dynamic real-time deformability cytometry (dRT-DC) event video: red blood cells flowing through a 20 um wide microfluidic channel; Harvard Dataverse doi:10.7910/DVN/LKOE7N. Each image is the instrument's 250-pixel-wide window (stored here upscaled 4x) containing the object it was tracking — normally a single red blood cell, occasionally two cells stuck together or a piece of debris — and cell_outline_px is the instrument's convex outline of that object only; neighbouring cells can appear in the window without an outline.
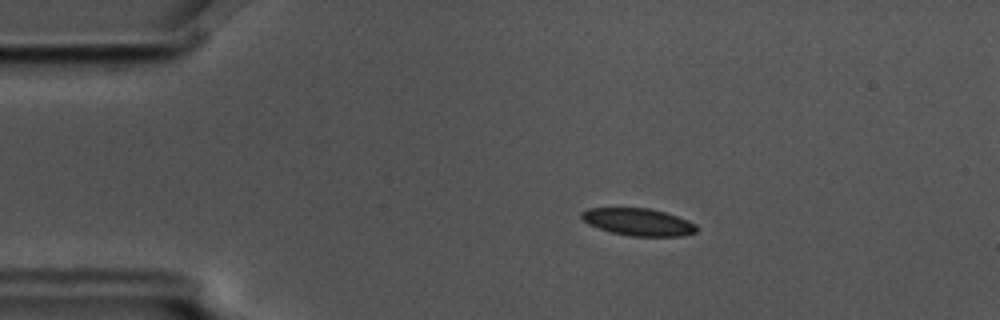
{"species": "common noctule bat (a hibernating species)", "species_latin": "Nyctalus noctula", "temperature_condition": "cold", "stored_images_in_passage": 5, "camera_frame_rate_fps": 3000, "um_per_image_px": 0.085, "animal": {"sex": "male", "body_mass_g": 17.5, "forearm_length_mm": 52.3}, "frame": {"image": 1, "passage_image": 3, "time_ms": 0.667, "image_size_px": [1000, 320], "cell_outline_px": [[700, 228], [696, 232], [684, 236], [628, 236], [612, 232], [588, 224], [580, 216], [580, 212], [588, 208], [648, 208], [664, 212], [688, 220], [696, 224]], "centroid_in_image_um": [54.28, 18.87], "position_along_channel_um": 30.7, "area_um2": 18.32}}